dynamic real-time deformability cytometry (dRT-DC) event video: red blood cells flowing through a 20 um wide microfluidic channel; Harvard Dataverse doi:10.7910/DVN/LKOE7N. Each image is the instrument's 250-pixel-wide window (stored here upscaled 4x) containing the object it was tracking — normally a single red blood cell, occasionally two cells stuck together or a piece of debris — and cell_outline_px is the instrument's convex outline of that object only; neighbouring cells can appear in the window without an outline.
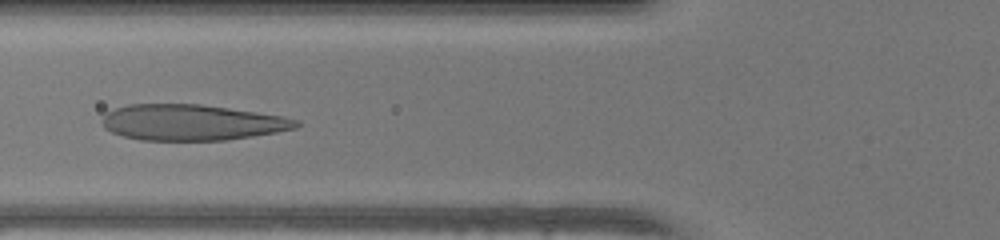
{"species": "human", "species_latin": "Homo sapiens", "temperature_condition": "warm", "stored_images_in_passage": 36, "camera_frame_rate_fps": 3000, "um_per_image_px": 0.085, "donor": {"sex": "female"}, "frame": {"image": 1, "passage_image": 11, "time_ms": 3.333, "image_size_px": [1000, 240], "cell_outline_px": [[300, 124], [296, 128], [276, 132], [228, 140], [140, 140], [124, 136], [112, 132], [104, 128], [104, 116], [108, 112], [116, 108], [128, 104], [200, 104], [256, 112], [280, 116], [300, 120]], "centroid_in_image_um": [16.31, 10.41], "position_along_channel_um": 109.5, "area_um2": 40.23}}
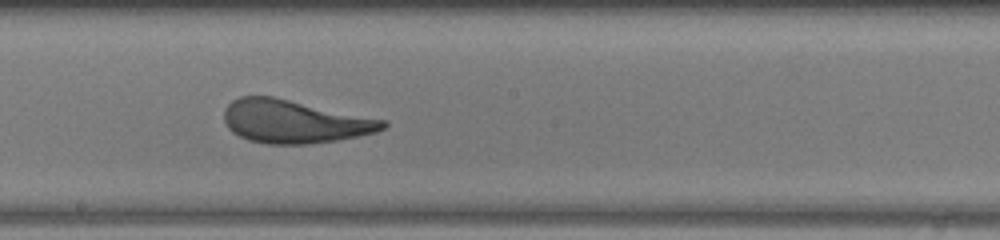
{"frame": {"image": 2, "passage_image": 19, "time_ms": 6.0, "image_size_px": [1000, 240], "cell_outline_px": [[388, 124], [384, 128], [376, 132], [336, 140], [308, 144], [268, 144], [248, 140], [232, 132], [228, 128], [224, 120], [224, 108], [232, 100], [240, 96], [272, 96], [388, 120]], "centroid_in_image_um": [25.01, 10.32], "position_along_channel_um": 223.2, "area_um2": 40.0}}
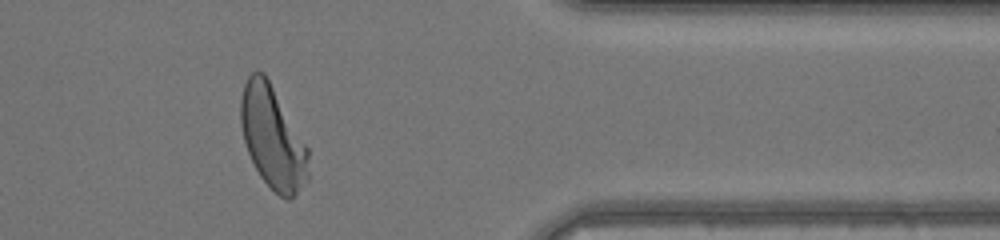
{"frame": {"image": 3, "passage_image": 32, "time_ms": 10.333, "image_size_px": [1000, 240], "cell_outline_px": [[308, 180], [288, 200], [280, 196], [260, 176], [248, 152], [244, 140], [240, 124], [240, 100], [244, 84], [248, 76], [252, 72], [264, 72], [308, 148]], "centroid_in_image_um": [23.15, 11.68], "position_along_channel_um": 388.2, "area_um2": 39.71}, "authors_computed_cell_mechanics": {"area_um2": 40.5467, "velocity_mm_per_s": 4.2752, "shape_relaxation_time_tau1_ms": 5.0403, "shape_relaxation_time_tau2_ms": 0.8152, "deformation_change_tau1": 0.2361, "deformation_change_tau2": 0.0832}}